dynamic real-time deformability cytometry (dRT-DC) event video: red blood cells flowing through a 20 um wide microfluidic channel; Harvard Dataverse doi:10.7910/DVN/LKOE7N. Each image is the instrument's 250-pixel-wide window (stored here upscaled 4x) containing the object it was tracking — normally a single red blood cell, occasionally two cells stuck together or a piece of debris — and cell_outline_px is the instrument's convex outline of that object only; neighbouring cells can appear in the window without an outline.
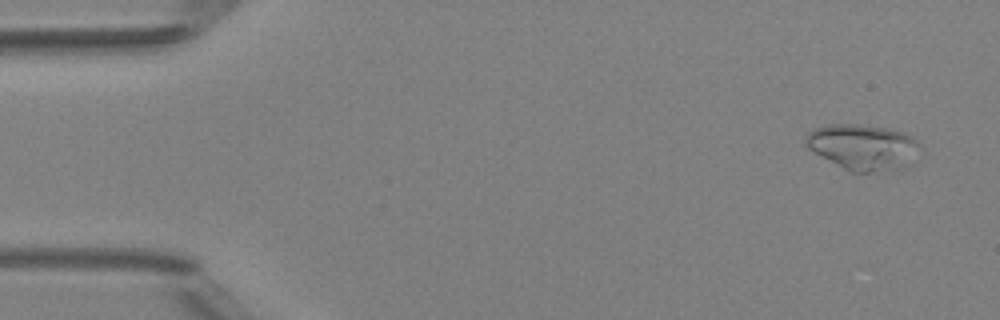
{"species": "Egyptian fruit bat (a non-hibernating species)", "species_latin": "Rousettus aegyptiacus", "temperature_condition": "room temperature", "stored_images_in_passage": 5, "camera_frame_rate_fps": 3000, "um_per_image_px": 0.085, "animal": {"sex": "female"}, "frame": {"image": 1, "passage_image": 1, "time_ms": 0.0, "image_size_px": [1000, 320], "cell_outline_px": [[924, 148], [908, 168], [872, 172], [852, 172], [844, 168], [808, 148], [804, 144], [804, 136], [812, 128], [828, 124], [856, 124], [888, 128], [904, 132], [912, 136]], "centroid_in_image_um": [73.42, 12.49], "position_along_channel_um": 11.6, "area_um2": 30.98}}